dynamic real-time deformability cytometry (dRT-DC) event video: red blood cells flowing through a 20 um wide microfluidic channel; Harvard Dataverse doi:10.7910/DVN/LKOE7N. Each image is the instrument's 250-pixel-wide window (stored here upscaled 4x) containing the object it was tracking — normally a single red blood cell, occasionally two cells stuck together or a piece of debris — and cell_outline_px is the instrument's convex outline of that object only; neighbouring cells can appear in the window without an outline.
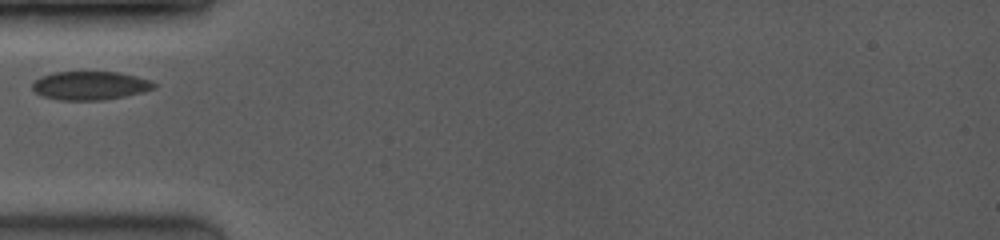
{"species": "common noctule bat (a hibernating species)", "species_latin": "Nyctalus noctula", "temperature_condition": "room temperature", "stored_images_in_passage": 21, "camera_frame_rate_fps": 3500, "um_per_image_px": 0.085, "animal": {"sex": "female", "body_mass_g": 19.0, "forearm_length_mm": 53.3}, "frame": {"image": 1, "passage_image": 1, "time_ms": 0.0, "image_size_px": [1000, 240], "cell_outline_px": [[156, 88], [124, 96], [100, 100], [60, 100], [44, 96], [36, 92], [32, 88], [32, 84], [40, 76], [52, 72], [116, 72], [136, 76], [148, 80], [156, 84]], "centroid_in_image_um": [7.63, 7.27], "position_along_channel_um": 77.4, "area_um2": 20.0}}
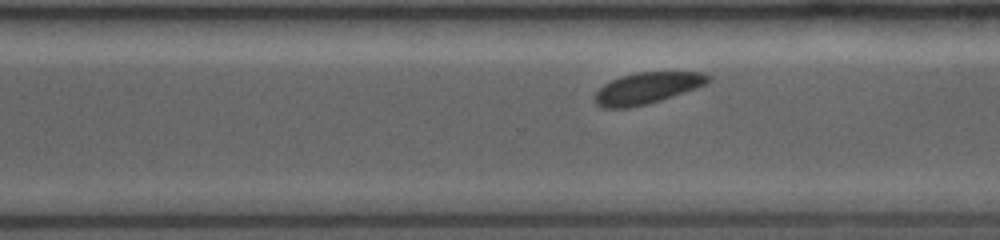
{"frame": {"image": 2, "passage_image": 15, "time_ms": 6.0, "image_size_px": [1000, 240], "cell_outline_px": [[712, 80], [708, 84], [660, 100], [628, 108], [600, 108], [592, 100], [596, 92], [604, 84], [620, 76], [636, 72], [704, 72], [712, 76]], "centroid_in_image_um": [55.01, 7.48], "position_along_channel_um": 315.6, "area_um2": 20.87}}
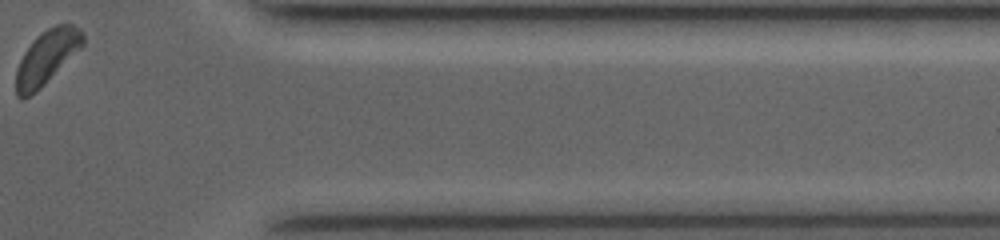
{"frame": {"image": 3, "passage_image": 21, "time_ms": 8.571, "image_size_px": [1000, 240], "cell_outline_px": [[84, 44], [36, 92], [24, 100], [20, 100], [16, 96], [16, 68], [24, 52], [32, 40], [40, 32], [56, 24], [72, 24], [80, 28], [84, 36]], "centroid_in_image_um": [3.94, 4.87], "position_along_channel_um": 407.5, "area_um2": 20.98}}